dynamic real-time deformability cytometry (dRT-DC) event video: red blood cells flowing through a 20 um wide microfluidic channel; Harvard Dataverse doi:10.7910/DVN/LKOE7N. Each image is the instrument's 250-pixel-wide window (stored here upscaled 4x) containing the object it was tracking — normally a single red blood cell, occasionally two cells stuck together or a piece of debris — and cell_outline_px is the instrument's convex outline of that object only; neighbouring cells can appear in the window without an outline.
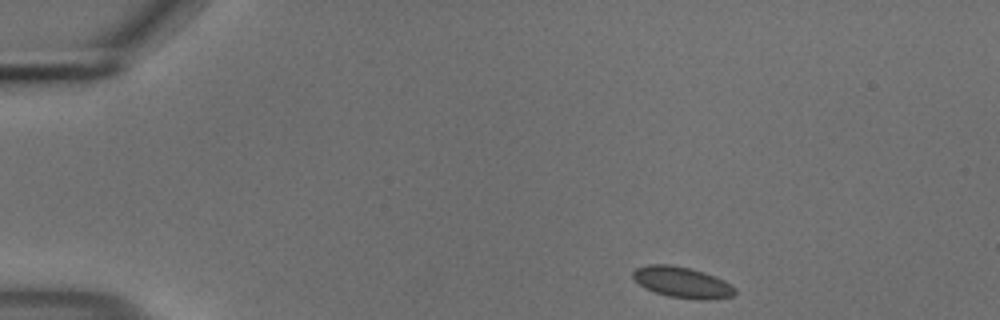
{"species": "common noctule bat (a hibernating species)", "species_latin": "Nyctalus noctula", "temperature_condition": "cold", "stored_images_in_passage": 47, "camera_frame_rate_fps": 3000, "um_per_image_px": 0.085, "animal": {"sex": "male", "body_mass_g": 18.8}, "frame": {"image": 1, "passage_image": 1, "time_ms": 0.0, "image_size_px": [1000, 320], "cell_outline_px": [[736, 292], [732, 296], [708, 300], [700, 300], [668, 296], [644, 288], [632, 276], [632, 272], [636, 268], [648, 264], [668, 264], [688, 268], [704, 272], [724, 280], [736, 288]], "centroid_in_image_um": [57.99, 24.0], "position_along_channel_um": 27.0, "area_um2": 18.32}}
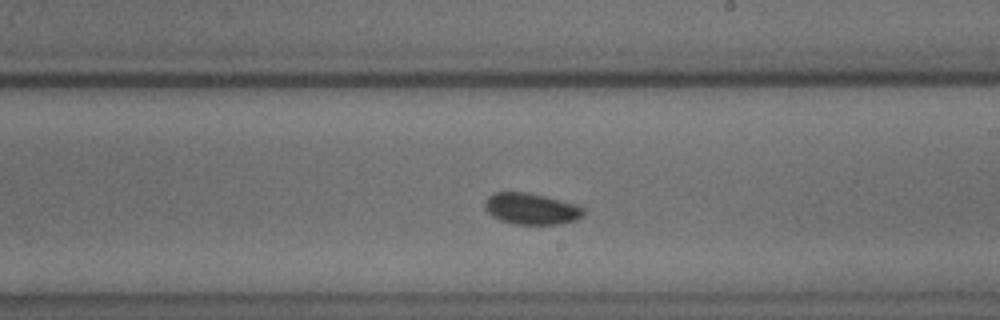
{"frame": {"image": 2, "passage_image": 25, "time_ms": 8.0, "image_size_px": [1000, 320], "cell_outline_px": [[584, 212], [576, 220], [556, 224], [516, 224], [500, 220], [492, 216], [484, 208], [484, 200], [488, 196], [496, 192], [524, 192], [544, 196], [576, 204], [584, 208]], "centroid_in_image_um": [45.12, 17.74], "position_along_channel_um": 243.9, "area_um2": 17.86}}
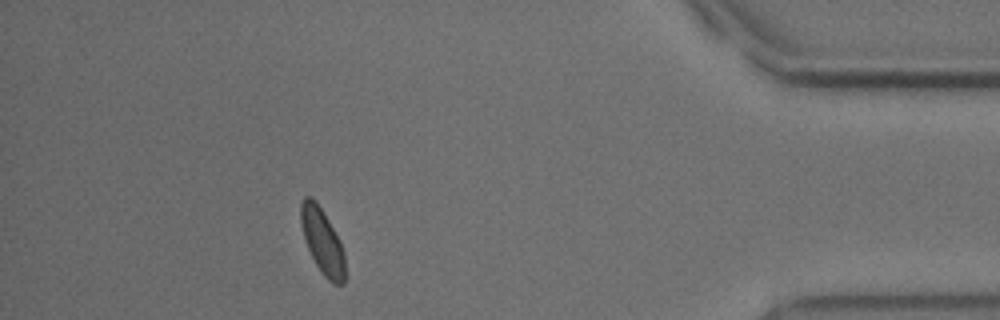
{"frame": {"image": 3, "passage_image": 42, "time_ms": 13.667, "image_size_px": [1000, 320], "cell_outline_px": [[344, 284], [332, 284], [320, 272], [308, 248], [300, 224], [300, 204], [304, 196], [312, 196], [316, 200], [328, 220], [344, 252]], "centroid_in_image_um": [27.37, 20.49], "position_along_channel_um": 407.8, "area_um2": 16.59}}